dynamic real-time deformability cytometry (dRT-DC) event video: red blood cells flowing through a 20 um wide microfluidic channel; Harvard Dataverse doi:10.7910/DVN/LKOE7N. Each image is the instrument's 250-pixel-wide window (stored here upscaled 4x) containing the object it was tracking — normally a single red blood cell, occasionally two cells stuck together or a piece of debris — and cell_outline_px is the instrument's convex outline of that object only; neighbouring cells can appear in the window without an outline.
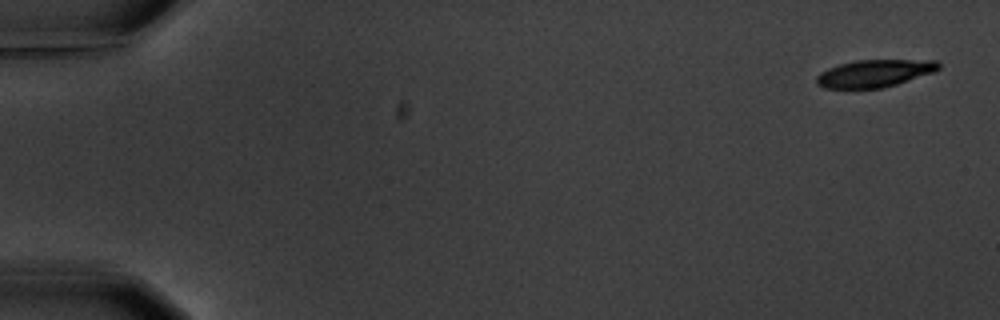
{"species": "common noctule bat (a hibernating species)", "species_latin": "Nyctalus noctula", "temperature_condition": "warm", "stored_images_in_passage": 5, "camera_frame_rate_fps": 3000, "um_per_image_px": 0.085, "animal": {"sex": "male", "body_mass_g": 20.1, "forearm_length_mm": 53.5}, "frame": {"image": 1, "passage_image": 1, "time_ms": 0.0, "image_size_px": [1000, 320], "cell_outline_px": [[940, 68], [936, 72], [896, 84], [880, 88], [824, 88], [816, 84], [816, 76], [820, 72], [828, 68], [840, 64], [856, 60], [936, 60], [940, 64]], "centroid_in_image_um": [74.34, 6.23], "position_along_channel_um": 10.7, "area_um2": 19.54}}